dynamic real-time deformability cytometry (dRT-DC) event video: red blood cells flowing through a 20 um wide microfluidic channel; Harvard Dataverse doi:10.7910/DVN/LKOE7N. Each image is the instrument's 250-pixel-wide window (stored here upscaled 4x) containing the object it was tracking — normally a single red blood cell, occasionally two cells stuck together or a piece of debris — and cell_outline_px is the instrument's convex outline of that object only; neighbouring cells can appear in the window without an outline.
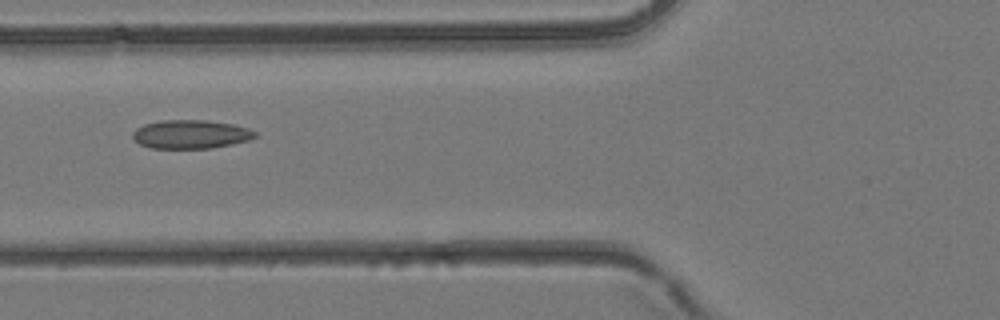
{"species": "common noctule bat (a hibernating species)", "species_latin": "Nyctalus noctula", "temperature_condition": "room temperature", "stored_images_in_passage": 3, "camera_frame_rate_fps": 3000, "um_per_image_px": 0.085, "animal": {"sex": "female", "body_mass_g": 24.6, "forearm_length_mm": 56.2}, "frame": {"image": 1, "passage_image": 3, "time_ms": 0.667, "image_size_px": [1000, 320], "cell_outline_px": [[256, 136], [248, 140], [232, 144], [212, 148], [152, 148], [140, 144], [132, 136], [132, 132], [136, 128], [144, 124], [160, 120], [204, 120], [232, 124], [248, 128], [256, 132]], "centroid_in_image_um": [16.19, 11.41], "position_along_channel_um": 109.6, "area_um2": 20.35}}